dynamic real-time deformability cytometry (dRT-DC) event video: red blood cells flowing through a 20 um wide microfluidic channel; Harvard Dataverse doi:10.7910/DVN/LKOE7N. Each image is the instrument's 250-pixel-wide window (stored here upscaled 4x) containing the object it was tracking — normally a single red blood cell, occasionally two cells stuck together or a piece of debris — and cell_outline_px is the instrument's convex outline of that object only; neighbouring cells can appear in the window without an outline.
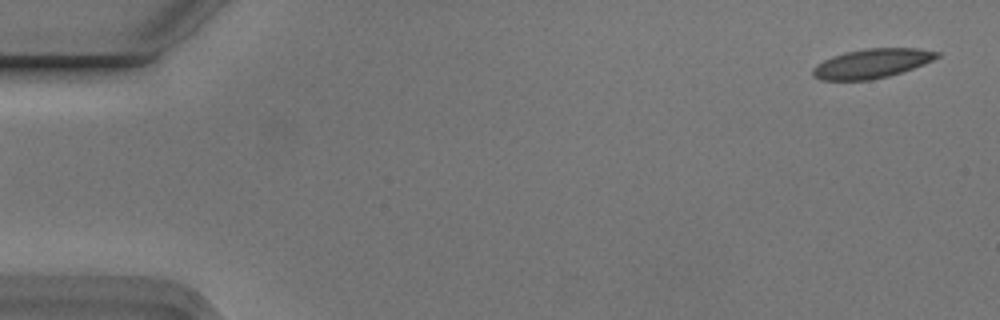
{"species": "Egyptian fruit bat (a non-hibernating species)", "species_latin": "Rousettus aegyptiacus", "temperature_condition": "cold", "stored_images_in_passage": 6, "camera_frame_rate_fps": 3000, "um_per_image_px": 0.085, "animal": {"sex": "male"}, "frame": {"image": 1, "passage_image": 1, "time_ms": 0.0, "image_size_px": [1000, 320], "cell_outline_px": [[940, 56], [924, 64], [888, 76], [868, 80], [820, 80], [812, 76], [812, 68], [816, 64], [832, 56], [844, 52], [864, 48], [920, 48], [940, 52]], "centroid_in_image_um": [74.08, 5.38], "position_along_channel_um": 10.9, "area_um2": 21.27}}